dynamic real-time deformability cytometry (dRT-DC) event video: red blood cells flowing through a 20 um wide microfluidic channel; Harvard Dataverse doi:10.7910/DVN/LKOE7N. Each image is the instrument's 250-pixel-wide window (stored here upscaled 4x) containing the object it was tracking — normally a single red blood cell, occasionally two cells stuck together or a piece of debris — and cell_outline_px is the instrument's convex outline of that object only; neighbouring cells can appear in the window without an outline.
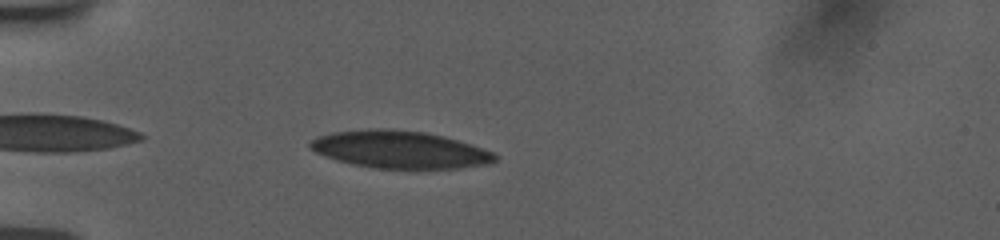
{"species": "human", "species_latin": "Homo sapiens", "temperature_condition": "room temperature", "stored_images_in_passage": 6, "camera_frame_rate_fps": 3000, "um_per_image_px": 0.085, "donor": {"sex": "female"}, "frame": {"image": 1, "passage_image": 4, "time_ms": 0.667, "image_size_px": [1000, 240], "cell_outline_px": [[496, 160], [484, 164], [456, 168], [376, 168], [356, 164], [340, 160], [316, 152], [308, 144], [312, 140], [320, 136], [336, 132], [384, 128], [424, 132], [456, 140], [492, 152], [496, 156]], "centroid_in_image_um": [33.98, 12.71], "position_along_channel_um": 51.0, "area_um2": 38.96}}